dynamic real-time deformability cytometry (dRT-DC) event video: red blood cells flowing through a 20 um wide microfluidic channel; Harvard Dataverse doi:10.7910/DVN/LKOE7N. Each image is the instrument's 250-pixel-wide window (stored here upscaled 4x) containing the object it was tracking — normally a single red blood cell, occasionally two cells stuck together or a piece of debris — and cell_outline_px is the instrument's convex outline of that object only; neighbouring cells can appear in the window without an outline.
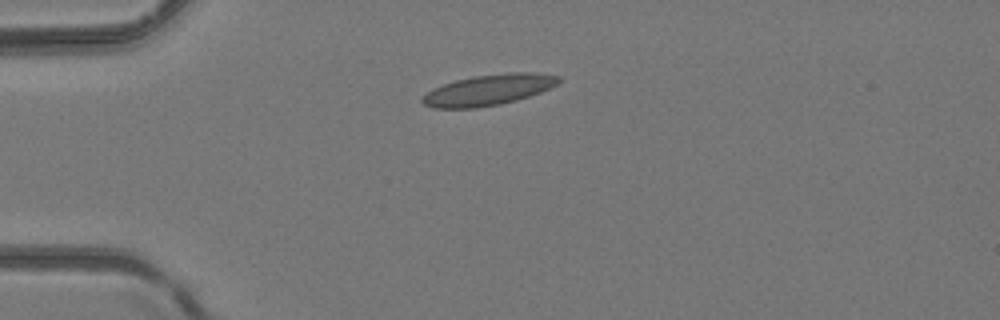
{"species": "common noctule bat (a hibernating species)", "species_latin": "Nyctalus noctula", "temperature_condition": "room temperature", "stored_images_in_passage": 2, "camera_frame_rate_fps": 3000, "um_per_image_px": 0.085, "animal": {"sex": "female", "body_mass_g": 24.6, "forearm_length_mm": 56.2}, "frame": {"image": 1, "passage_image": 2, "time_ms": 0.333, "image_size_px": [1000, 320], "cell_outline_px": [[560, 80], [556, 84], [540, 92], [516, 100], [500, 104], [476, 108], [432, 108], [424, 104], [420, 100], [432, 88], [456, 80], [472, 76], [508, 72], [536, 72], [560, 76]], "centroid_in_image_um": [41.51, 7.63], "position_along_channel_um": 43.5, "area_um2": 24.39}}